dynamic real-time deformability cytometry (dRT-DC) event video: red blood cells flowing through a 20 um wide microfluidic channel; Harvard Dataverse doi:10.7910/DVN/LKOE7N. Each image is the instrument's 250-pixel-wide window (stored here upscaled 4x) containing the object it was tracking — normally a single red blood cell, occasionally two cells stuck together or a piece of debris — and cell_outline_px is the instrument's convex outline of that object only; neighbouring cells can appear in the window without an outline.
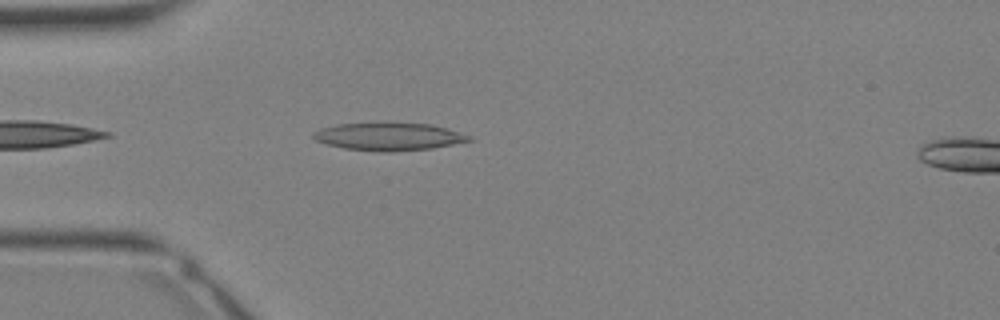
{"species": "Egyptian fruit bat (a non-hibernating species)", "species_latin": "Rousettus aegyptiacus", "temperature_condition": "warm", "stored_images_in_passage": 7, "camera_frame_rate_fps": 3000, "um_per_image_px": 0.085, "animal": {"sex": "female"}, "frame": {"image": 1, "passage_image": 2, "time_ms": 0.333, "image_size_px": [1000, 320], "cell_outline_px": [[472, 140], [432, 148], [388, 152], [384, 152], [344, 148], [328, 144], [316, 140], [312, 136], [312, 132], [320, 128], [336, 124], [432, 124], [472, 136]], "centroid_in_image_um": [33.03, 11.62], "position_along_channel_um": 52.0, "area_um2": 24.57}}
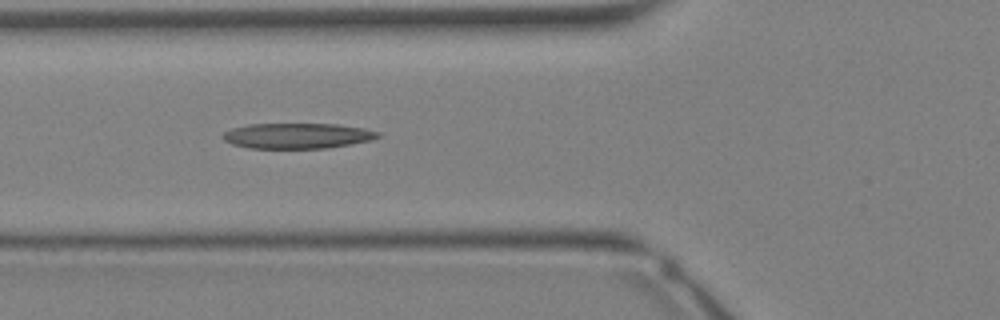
{"frame": {"image": 2, "passage_image": 5, "time_ms": 1.333, "image_size_px": [1000, 320], "cell_outline_px": [[380, 136], [372, 140], [328, 148], [248, 148], [232, 144], [224, 140], [220, 136], [224, 132], [232, 128], [248, 124], [340, 124], [364, 128], [380, 132]], "centroid_in_image_um": [25.27, 11.54], "position_along_channel_um": 100.5, "area_um2": 23.12}}
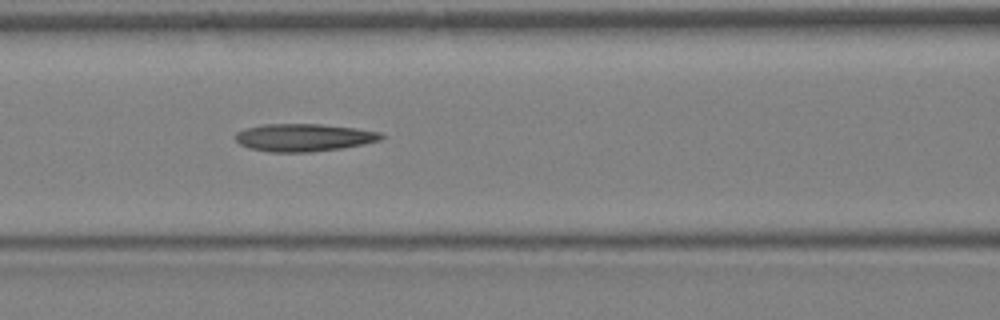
{"frame": {"image": 3, "passage_image": 7, "time_ms": 2.0, "image_size_px": [1000, 320], "cell_outline_px": [[384, 136], [380, 140], [364, 144], [344, 148], [308, 152], [272, 152], [248, 148], [240, 144], [236, 140], [236, 132], [248, 128], [264, 124], [320, 124], [356, 128], [380, 132]], "centroid_in_image_um": [25.84, 11.69], "position_along_channel_um": 140.8, "area_um2": 23.41}}